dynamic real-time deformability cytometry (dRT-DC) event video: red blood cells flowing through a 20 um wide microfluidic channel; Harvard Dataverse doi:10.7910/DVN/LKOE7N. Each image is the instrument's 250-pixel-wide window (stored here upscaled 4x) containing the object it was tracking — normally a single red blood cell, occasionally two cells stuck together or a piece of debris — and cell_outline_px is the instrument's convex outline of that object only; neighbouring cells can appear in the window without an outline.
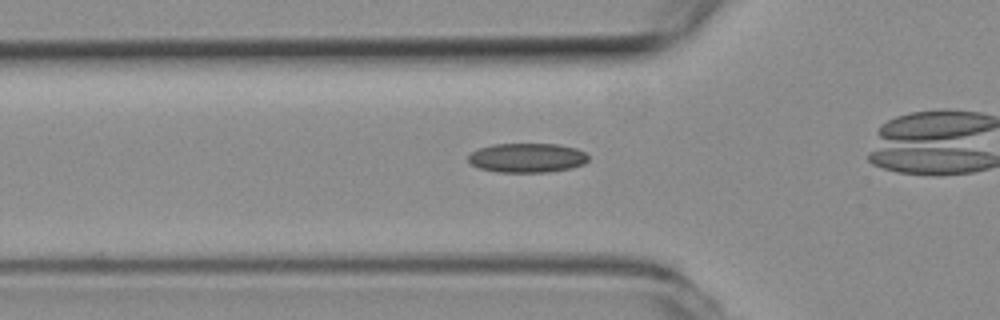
{"species": "common noctule bat (a hibernating species)", "species_latin": "Nyctalus noctula", "temperature_condition": "room temperature", "stored_images_in_passage": 34, "camera_frame_rate_fps": 3000, "um_per_image_px": 0.085, "animal": {"sex": "female", "body_mass_g": 19.3, "forearm_length_mm": 54.1}, "frame": {"image": 1, "passage_image": 8, "time_ms": 2.333, "image_size_px": [1000, 320], "cell_outline_px": [[588, 160], [584, 164], [572, 168], [548, 172], [500, 172], [480, 168], [472, 164], [468, 160], [468, 156], [472, 152], [480, 148], [492, 144], [556, 144], [576, 148], [584, 152], [588, 156]], "centroid_in_image_um": [44.83, 13.41], "position_along_channel_um": 81.0, "area_um2": 20.46}}
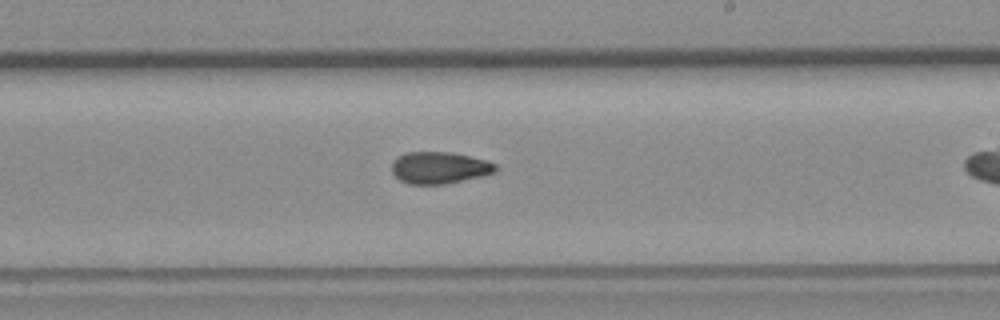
{"frame": {"image": 2, "passage_image": 22, "time_ms": 7.0, "image_size_px": [1000, 320], "cell_outline_px": [[500, 168], [496, 172], [480, 176], [444, 184], [408, 184], [400, 180], [392, 172], [392, 160], [396, 156], [404, 152], [452, 152], [484, 160], [496, 164]], "centroid_in_image_um": [37.32, 14.25], "position_along_channel_um": 251.7, "area_um2": 19.31}}
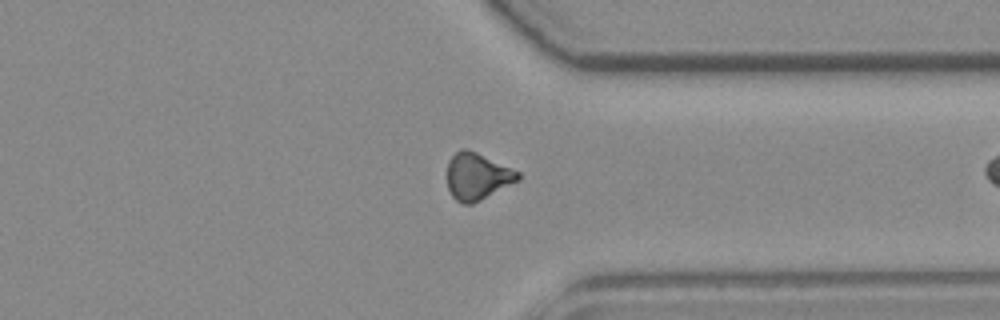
{"frame": {"image": 3, "passage_image": 32, "time_ms": 10.333, "image_size_px": [1000, 320], "cell_outline_px": [[520, 180], [472, 204], [464, 204], [456, 200], [452, 196], [448, 188], [448, 160], [460, 148], [468, 148], [520, 172]], "centroid_in_image_um": [40.56, 14.98], "position_along_channel_um": 370.8, "area_um2": 19.31}}